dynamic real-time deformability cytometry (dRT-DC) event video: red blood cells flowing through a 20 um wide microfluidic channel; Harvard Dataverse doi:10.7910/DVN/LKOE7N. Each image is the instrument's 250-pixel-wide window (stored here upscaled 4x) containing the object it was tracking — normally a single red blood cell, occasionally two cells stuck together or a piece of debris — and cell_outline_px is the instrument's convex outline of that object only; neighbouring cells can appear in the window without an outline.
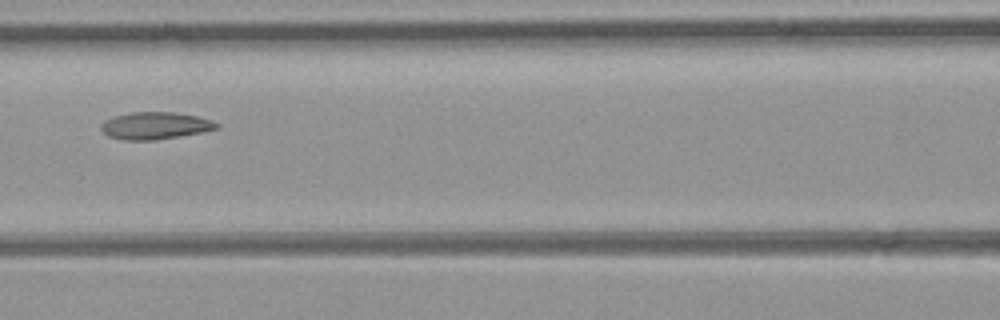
{"species": "common noctule bat (a hibernating species)", "species_latin": "Nyctalus noctula", "temperature_condition": "room temperature", "stored_images_in_passage": 7, "camera_frame_rate_fps": 3000, "um_per_image_px": 0.085, "animal": {"sex": "female", "body_mass_g": 21.9}, "frame": {"image": 1, "passage_image": 5, "time_ms": 1.333, "image_size_px": [1000, 320], "cell_outline_px": [[220, 128], [200, 132], [152, 140], [124, 140], [108, 136], [100, 128], [100, 124], [104, 120], [116, 116], [132, 112], [176, 112], [196, 116], [212, 120], [220, 124]], "centroid_in_image_um": [13.18, 10.67], "position_along_channel_um": 153.4, "area_um2": 18.15}}
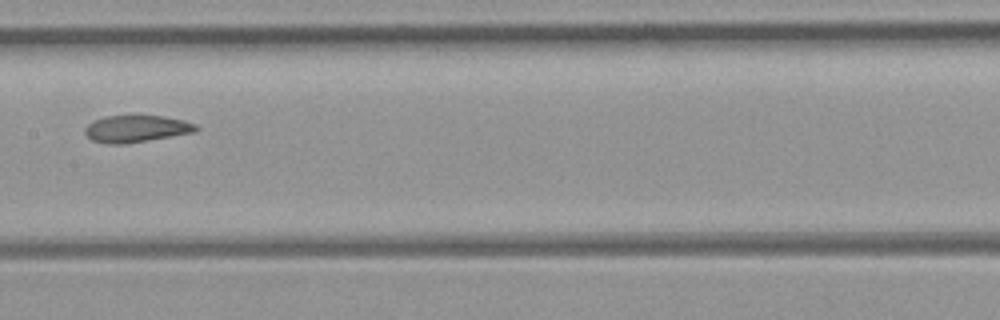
{"frame": {"image": 2, "passage_image": 6, "time_ms": 1.667, "image_size_px": [1000, 320], "cell_outline_px": [[200, 128], [196, 132], [120, 144], [108, 144], [92, 140], [84, 132], [84, 128], [88, 124], [104, 116], [164, 116], [184, 120], [196, 124]], "centroid_in_image_um": [11.6, 10.93], "position_along_channel_um": 195.8, "area_um2": 17.22}}
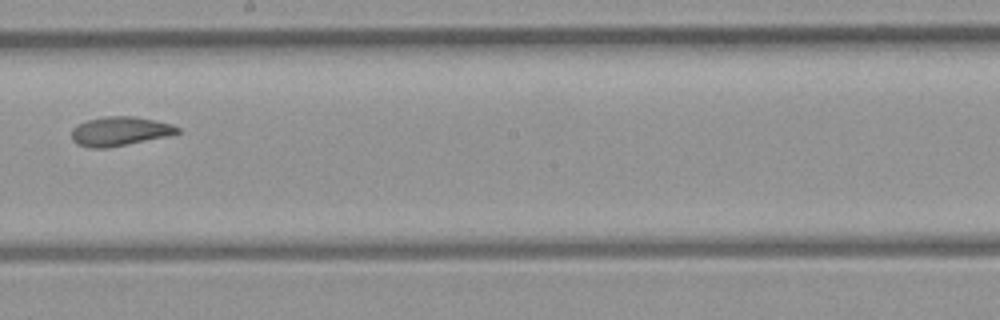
{"frame": {"image": 3, "passage_image": 7, "time_ms": 2.0, "image_size_px": [1000, 320], "cell_outline_px": [[180, 132], [168, 136], [108, 148], [88, 148], [76, 144], [72, 140], [72, 128], [88, 120], [108, 116], [136, 116], [172, 124], [180, 128]], "centroid_in_image_um": [10.19, 11.16], "position_along_channel_um": 238.0, "area_um2": 17.98}}